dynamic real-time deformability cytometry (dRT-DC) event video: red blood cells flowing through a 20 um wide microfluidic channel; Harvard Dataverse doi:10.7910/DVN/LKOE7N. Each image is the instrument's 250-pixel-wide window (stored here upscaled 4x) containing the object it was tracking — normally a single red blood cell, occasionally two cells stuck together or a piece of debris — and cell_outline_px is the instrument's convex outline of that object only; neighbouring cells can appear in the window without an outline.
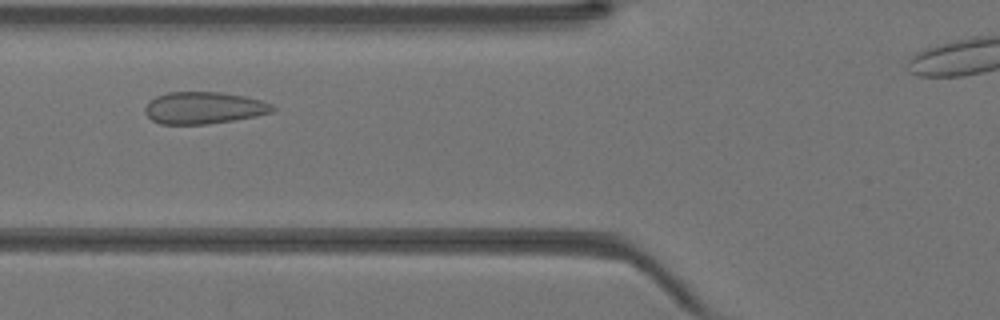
{"species": "Egyptian fruit bat (a non-hibernating species)", "species_latin": "Rousettus aegyptiacus", "temperature_condition": "warm", "stored_images_in_passage": 30, "camera_frame_rate_fps": 3000, "um_per_image_px": 0.085, "animal": {"sex": "female"}, "frame": {"image": 1, "passage_image": 7, "time_ms": 2.0, "image_size_px": [1000, 320], "cell_outline_px": [[276, 108], [272, 112], [256, 116], [208, 124], [160, 124], [152, 120], [144, 112], [144, 108], [156, 96], [168, 92], [220, 92], [244, 96], [260, 100], [272, 104]], "centroid_in_image_um": [17.32, 9.17], "position_along_channel_um": 108.5, "area_um2": 23.64}}
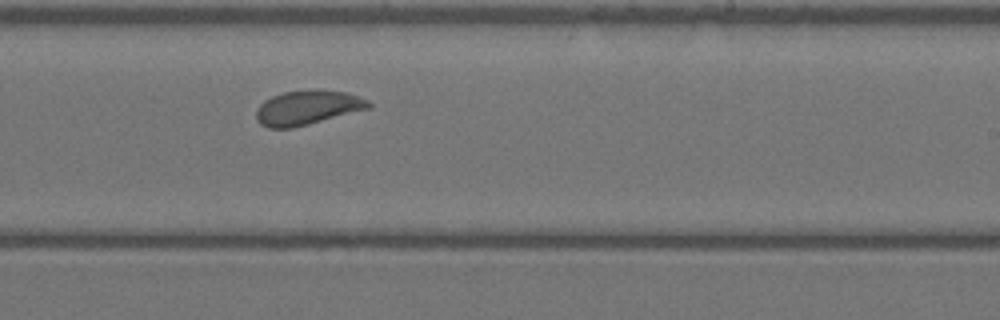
{"frame": {"image": 2, "passage_image": 17, "time_ms": 5.333, "image_size_px": [1000, 320], "cell_outline_px": [[372, 108], [292, 128], [268, 128], [260, 124], [256, 120], [256, 108], [264, 100], [272, 96], [284, 92], [308, 88], [316, 88], [344, 92], [368, 100], [372, 104]], "centroid_in_image_um": [26.12, 9.13], "position_along_channel_um": 262.9, "area_um2": 22.89}}
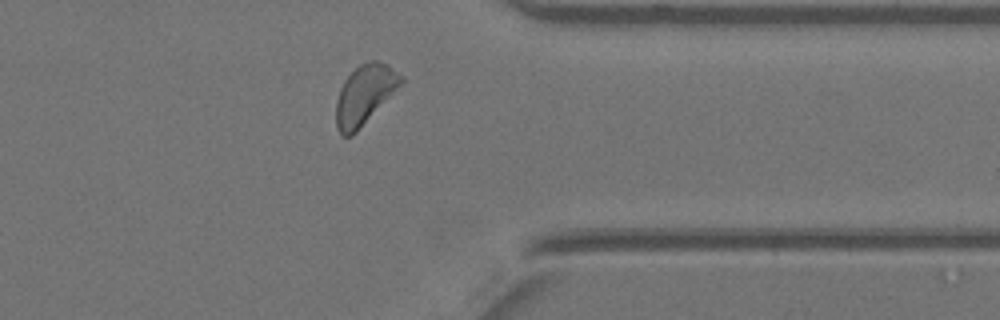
{"frame": {"image": 3, "passage_image": 25, "time_ms": 8.0, "image_size_px": [1000, 320], "cell_outline_px": [[404, 80], [356, 132], [352, 136], [344, 136], [336, 128], [336, 100], [340, 88], [344, 80], [360, 64], [372, 60], [376, 60], [388, 64], [404, 76]], "centroid_in_image_um": [30.98, 8.03], "position_along_channel_um": 380.4, "area_um2": 22.08}}